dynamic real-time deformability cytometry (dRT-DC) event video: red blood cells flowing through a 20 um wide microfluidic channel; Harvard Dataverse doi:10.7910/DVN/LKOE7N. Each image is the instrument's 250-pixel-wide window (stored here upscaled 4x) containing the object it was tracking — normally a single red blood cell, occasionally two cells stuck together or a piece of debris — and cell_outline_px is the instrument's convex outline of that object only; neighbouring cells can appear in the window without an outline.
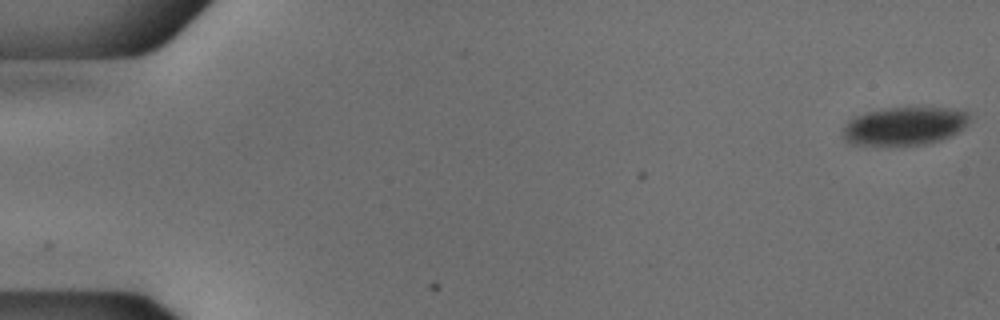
{"species": "common noctule bat (a hibernating species)", "species_latin": "Nyctalus noctula", "temperature_condition": "cold", "stored_images_in_passage": 10, "camera_frame_rate_fps": 3000, "um_per_image_px": 0.085, "animal": {"sex": "male", "body_mass_g": 18.8}, "frame": {"image": 1, "passage_image": 1, "time_ms": 0.0, "image_size_px": [1000, 320], "cell_outline_px": [[972, 116], [952, 136], [940, 140], [924, 144], [852, 144], [844, 140], [844, 128], [856, 116], [868, 112], [888, 108], [956, 108], [968, 112]], "centroid_in_image_um": [76.93, 10.7], "position_along_channel_um": 8.1, "area_um2": 27.46}}